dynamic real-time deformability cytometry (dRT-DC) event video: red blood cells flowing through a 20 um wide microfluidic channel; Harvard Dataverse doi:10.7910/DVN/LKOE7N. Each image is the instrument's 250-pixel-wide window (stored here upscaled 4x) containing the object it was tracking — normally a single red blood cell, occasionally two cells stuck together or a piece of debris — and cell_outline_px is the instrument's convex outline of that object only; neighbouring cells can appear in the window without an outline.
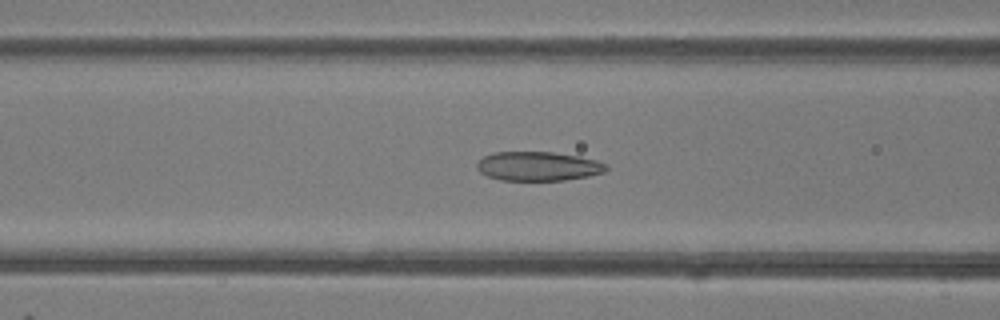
{"species": "common noctule bat (a hibernating species)", "species_latin": "Nyctalus noctula", "temperature_condition": "room temperature", "stored_images_in_passage": 49, "camera_frame_rate_fps": 3000, "um_per_image_px": 0.085, "animal": {"sex": "female"}, "frame": {"image": 1, "passage_image": 19, "time_ms": 6.0, "image_size_px": [1000, 320], "cell_outline_px": [[608, 168], [604, 172], [588, 176], [564, 180], [500, 180], [488, 176], [480, 172], [476, 168], [476, 164], [484, 156], [492, 152], [552, 152], [580, 156], [596, 160], [608, 164]], "centroid_in_image_um": [45.75, 14.12], "position_along_channel_um": 120.9, "area_um2": 22.02}}
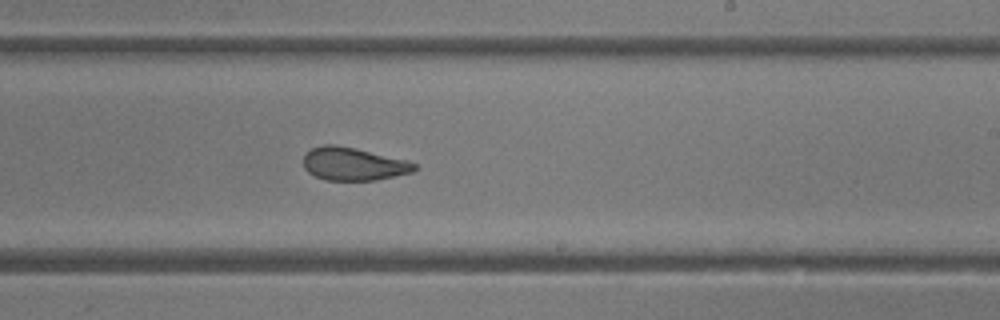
{"frame": {"image": 2, "passage_image": 29, "time_ms": 9.333, "image_size_px": [1000, 320], "cell_outline_px": [[420, 168], [412, 172], [376, 180], [324, 180], [308, 172], [304, 168], [304, 152], [312, 148], [324, 144], [336, 144], [356, 148], [408, 160], [416, 164]], "centroid_in_image_um": [30.04, 13.92], "position_along_channel_um": 259.0, "area_um2": 21.56}}
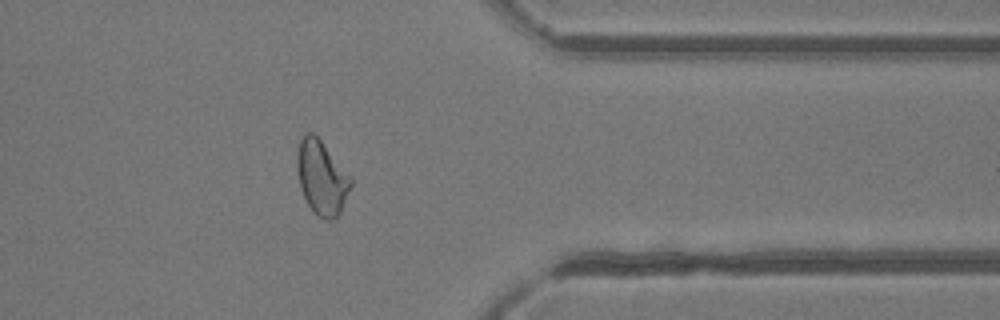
{"frame": {"image": 3, "passage_image": 39, "time_ms": 12.667, "image_size_px": [1000, 320], "cell_outline_px": [[352, 184], [340, 212], [336, 220], [324, 220], [316, 216], [312, 212], [300, 188], [296, 164], [296, 156], [300, 140], [304, 132], [312, 132], [320, 140], [352, 176]], "centroid_in_image_um": [27.34, 15.12], "position_along_channel_um": 384.1, "area_um2": 23.47}, "authors_computed_cell_mechanics": {"area_um2": 24.1026, "velocity_mm_per_s": 4.143, "shape_relaxation_time_tau1_ms": null, "shape_relaxation_time_tau2_ms": 1.4661, "deformation_change_tau1": null, "deformation_change_tau2": 0.0849}}